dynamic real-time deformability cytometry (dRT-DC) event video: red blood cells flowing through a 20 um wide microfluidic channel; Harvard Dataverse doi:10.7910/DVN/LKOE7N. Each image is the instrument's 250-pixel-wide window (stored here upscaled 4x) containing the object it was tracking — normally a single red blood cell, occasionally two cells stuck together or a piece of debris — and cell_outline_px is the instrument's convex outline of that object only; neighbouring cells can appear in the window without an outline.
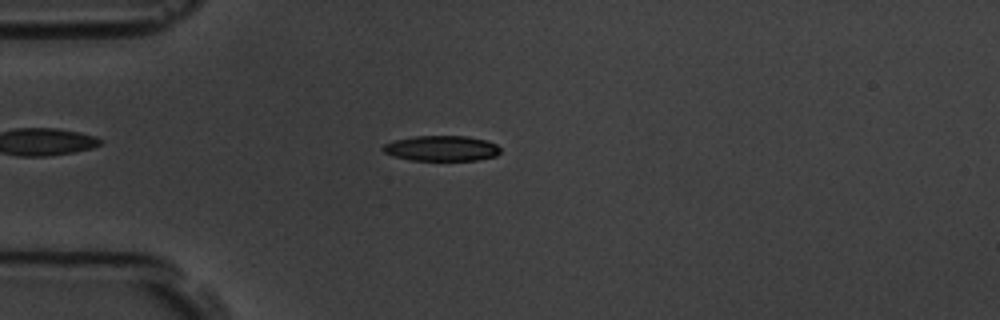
{"species": "common noctule bat (a hibernating species)", "species_latin": "Nyctalus noctula", "temperature_condition": "room temperature", "stored_images_in_passage": 6, "camera_frame_rate_fps": 3000, "um_per_image_px": 0.085, "animal": {"sex": "male", "body_mass_g": 19.5, "forearm_length_mm": 54.6}, "frame": {"image": 1, "passage_image": 5, "time_ms": 4.667, "image_size_px": [1000, 320], "cell_outline_px": [[500, 152], [496, 156], [476, 160], [412, 160], [396, 156], [384, 152], [380, 148], [384, 144], [396, 140], [416, 136], [468, 136], [488, 140], [496, 144], [500, 148]], "centroid_in_image_um": [37.57, 12.6], "position_along_channel_um": 47.4, "area_um2": 17.28}}